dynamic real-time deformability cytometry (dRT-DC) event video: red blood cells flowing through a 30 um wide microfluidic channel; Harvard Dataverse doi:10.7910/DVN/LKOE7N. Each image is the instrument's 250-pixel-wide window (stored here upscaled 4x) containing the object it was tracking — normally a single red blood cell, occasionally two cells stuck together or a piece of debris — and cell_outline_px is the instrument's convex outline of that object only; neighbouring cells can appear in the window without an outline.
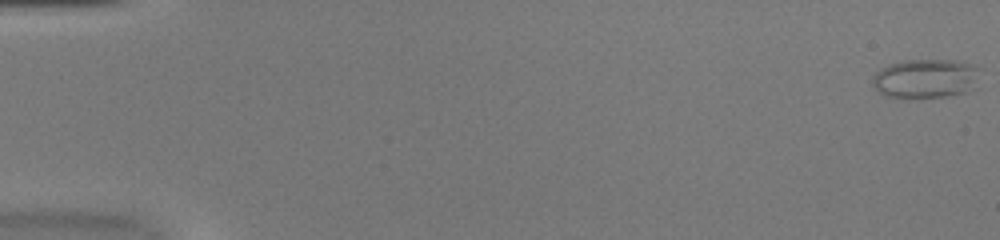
{"species": "common noctule bat (a hibernating species)", "species_latin": "Nyctalus noctula", "temperature_condition": "warm", "stored_images_in_passage": 51, "camera_frame_rate_fps": 3000, "um_per_image_px": 0.085, "animal": {"sex": "female", "body_mass_g": 20.0, "forearm_length_mm": 54.0}, "frame": {"image": 1, "passage_image": 1, "time_ms": 0.0, "image_size_px": [1000, 240], "cell_outline_px": [[976, 88], [968, 92], [948, 96], [920, 100], [908, 100], [884, 96], [872, 84], [872, 76], [880, 68], [888, 64], [904, 60], [956, 60], [972, 64], [976, 68]], "centroid_in_image_um": [78.62, 6.72], "position_along_channel_um": 6.4, "area_um2": 25.32}}
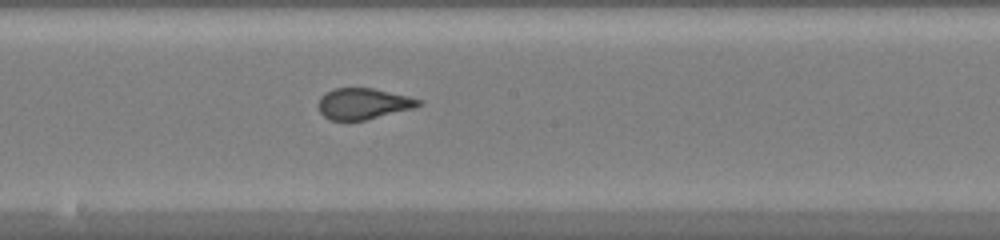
{"frame": {"image": 2, "passage_image": 29, "time_ms": 9.333, "image_size_px": [1000, 240], "cell_outline_px": [[424, 104], [416, 108], [364, 120], [332, 120], [324, 116], [320, 112], [316, 104], [320, 96], [332, 88], [372, 88], [408, 96], [424, 100]], "centroid_in_image_um": [30.89, 8.81], "position_along_channel_um": 217.3, "area_um2": 18.38}}
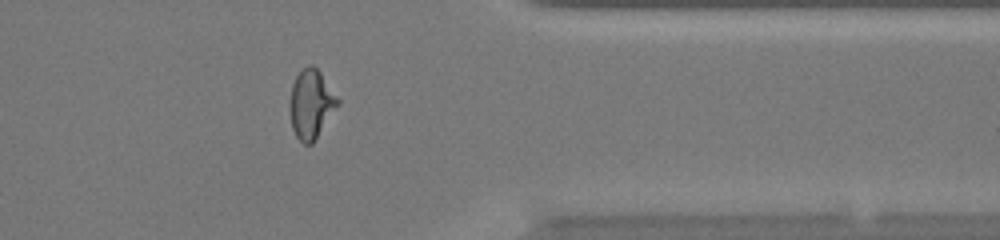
{"frame": {"image": 3, "passage_image": 42, "time_ms": 13.667, "image_size_px": [1000, 240], "cell_outline_px": [[340, 104], [312, 144], [304, 144], [296, 136], [292, 128], [288, 108], [288, 104], [292, 84], [296, 76], [308, 64], [312, 64], [320, 72], [340, 100]], "centroid_in_image_um": [26.43, 8.85], "position_along_channel_um": 385.0, "area_um2": 19.42}}